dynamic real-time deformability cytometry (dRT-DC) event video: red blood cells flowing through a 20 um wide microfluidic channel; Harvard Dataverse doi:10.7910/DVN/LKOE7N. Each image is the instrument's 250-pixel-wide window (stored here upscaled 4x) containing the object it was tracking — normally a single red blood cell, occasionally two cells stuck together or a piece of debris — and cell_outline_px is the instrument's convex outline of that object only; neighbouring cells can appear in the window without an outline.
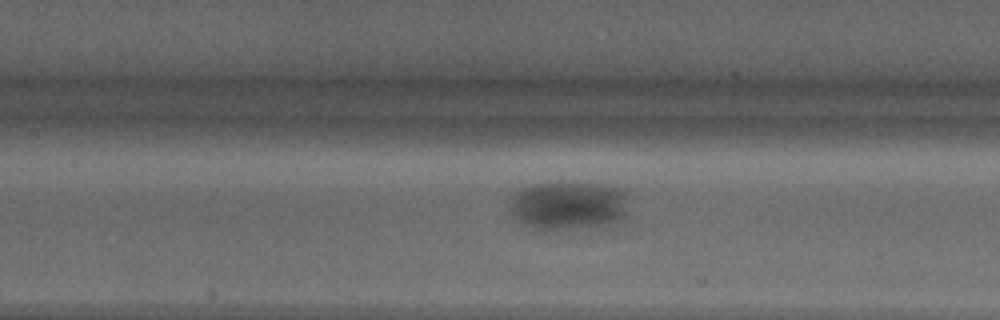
{"species": "Egyptian fruit bat (a non-hibernating species)", "species_latin": "Rousettus aegyptiacus", "temperature_condition": "warm", "stored_images_in_passage": 38, "camera_frame_rate_fps": 3000, "um_per_image_px": 0.085, "animal": {"sex": "male"}, "frame": {"image": 1, "passage_image": 15, "time_ms": 4.667, "image_size_px": [1000, 320], "cell_outline_px": [[624, 196], [620, 216], [612, 220], [592, 224], [532, 224], [524, 220], [512, 208], [516, 196], [520, 192], [528, 188], [540, 184], [584, 184], [616, 188]], "centroid_in_image_um": [48.33, 17.35], "position_along_channel_um": 159.1, "area_um2": 27.98}}
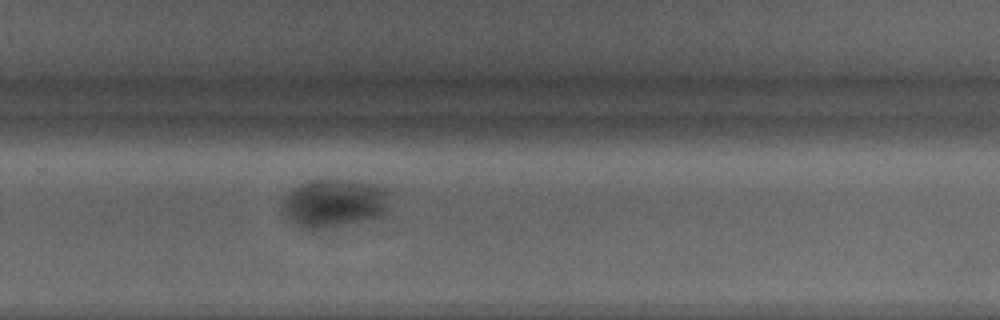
{"frame": {"image": 2, "passage_image": 25, "time_ms": 8.0, "image_size_px": [1000, 320], "cell_outline_px": [[384, 212], [376, 216], [320, 228], [312, 228], [300, 224], [288, 216], [284, 208], [284, 200], [296, 188], [304, 184], [320, 180], [336, 180], [384, 188]], "centroid_in_image_um": [28.35, 17.26], "position_along_channel_um": 301.5, "area_um2": 26.93}}
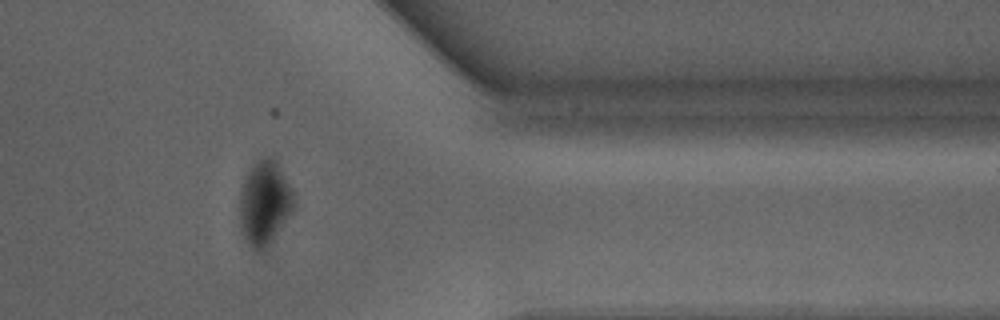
{"frame": {"image": 3, "passage_image": 32, "time_ms": 10.333, "image_size_px": [1000, 320], "cell_outline_px": [[296, 208], [272, 240], [260, 252], [256, 252], [248, 244], [240, 228], [240, 192], [248, 168], [256, 160], [264, 156], [276, 156], [292, 192]], "centroid_in_image_um": [22.49, 17.2], "position_along_channel_um": 388.9, "area_um2": 26.99}}